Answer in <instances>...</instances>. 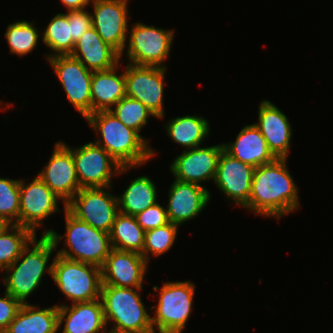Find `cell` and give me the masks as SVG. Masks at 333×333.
Listing matches in <instances>:
<instances>
[{
  "mask_svg": "<svg viewBox=\"0 0 333 333\" xmlns=\"http://www.w3.org/2000/svg\"><path fill=\"white\" fill-rule=\"evenodd\" d=\"M286 163L287 159H275L254 169L249 202L244 208L277 219L299 209L298 188Z\"/></svg>",
  "mask_w": 333,
  "mask_h": 333,
  "instance_id": "1",
  "label": "cell"
},
{
  "mask_svg": "<svg viewBox=\"0 0 333 333\" xmlns=\"http://www.w3.org/2000/svg\"><path fill=\"white\" fill-rule=\"evenodd\" d=\"M85 120L98 138L93 143L103 147L123 167H139L156 155L147 138L125 126L112 112L98 111Z\"/></svg>",
  "mask_w": 333,
  "mask_h": 333,
  "instance_id": "2",
  "label": "cell"
},
{
  "mask_svg": "<svg viewBox=\"0 0 333 333\" xmlns=\"http://www.w3.org/2000/svg\"><path fill=\"white\" fill-rule=\"evenodd\" d=\"M63 210L66 223L64 236L57 234L53 229L44 230L42 235H47L56 249L60 240L65 238L66 248L58 250L56 252L57 255L101 268L113 249L110 242V234L78 219L66 206H64Z\"/></svg>",
  "mask_w": 333,
  "mask_h": 333,
  "instance_id": "3",
  "label": "cell"
},
{
  "mask_svg": "<svg viewBox=\"0 0 333 333\" xmlns=\"http://www.w3.org/2000/svg\"><path fill=\"white\" fill-rule=\"evenodd\" d=\"M54 250L56 248L47 235H42L39 240L35 236L20 257L4 270L7 273L3 278L5 291L22 304L27 303L26 299L39 287L44 274L47 272L52 276V263L47 264Z\"/></svg>",
  "mask_w": 333,
  "mask_h": 333,
  "instance_id": "4",
  "label": "cell"
},
{
  "mask_svg": "<svg viewBox=\"0 0 333 333\" xmlns=\"http://www.w3.org/2000/svg\"><path fill=\"white\" fill-rule=\"evenodd\" d=\"M142 289L102 285L100 300L106 325L112 321L114 323L111 330L122 333H156L151 316L140 297Z\"/></svg>",
  "mask_w": 333,
  "mask_h": 333,
  "instance_id": "5",
  "label": "cell"
},
{
  "mask_svg": "<svg viewBox=\"0 0 333 333\" xmlns=\"http://www.w3.org/2000/svg\"><path fill=\"white\" fill-rule=\"evenodd\" d=\"M153 290H159L158 303L150 308L156 309L151 317L154 331L156 328L159 333H182L192 313L195 284L190 281H167L160 288L153 286Z\"/></svg>",
  "mask_w": 333,
  "mask_h": 333,
  "instance_id": "6",
  "label": "cell"
},
{
  "mask_svg": "<svg viewBox=\"0 0 333 333\" xmlns=\"http://www.w3.org/2000/svg\"><path fill=\"white\" fill-rule=\"evenodd\" d=\"M52 280L72 303L100 299L101 268L70 260L55 254L52 262Z\"/></svg>",
  "mask_w": 333,
  "mask_h": 333,
  "instance_id": "7",
  "label": "cell"
},
{
  "mask_svg": "<svg viewBox=\"0 0 333 333\" xmlns=\"http://www.w3.org/2000/svg\"><path fill=\"white\" fill-rule=\"evenodd\" d=\"M78 182L81 188L112 187L113 175L134 167H123L103 147L88 142L80 147L71 148Z\"/></svg>",
  "mask_w": 333,
  "mask_h": 333,
  "instance_id": "8",
  "label": "cell"
},
{
  "mask_svg": "<svg viewBox=\"0 0 333 333\" xmlns=\"http://www.w3.org/2000/svg\"><path fill=\"white\" fill-rule=\"evenodd\" d=\"M131 30V31H130ZM128 31L129 37L126 57L128 63L135 65L158 66L163 65L169 57L174 38V31L171 29L155 28L153 25L144 23L132 24Z\"/></svg>",
  "mask_w": 333,
  "mask_h": 333,
  "instance_id": "9",
  "label": "cell"
},
{
  "mask_svg": "<svg viewBox=\"0 0 333 333\" xmlns=\"http://www.w3.org/2000/svg\"><path fill=\"white\" fill-rule=\"evenodd\" d=\"M103 188H81L66 204V208L78 219L90 226L110 233L119 213L118 196Z\"/></svg>",
  "mask_w": 333,
  "mask_h": 333,
  "instance_id": "10",
  "label": "cell"
},
{
  "mask_svg": "<svg viewBox=\"0 0 333 333\" xmlns=\"http://www.w3.org/2000/svg\"><path fill=\"white\" fill-rule=\"evenodd\" d=\"M63 86L69 103L86 118L92 114L91 81L93 71L71 55L47 59Z\"/></svg>",
  "mask_w": 333,
  "mask_h": 333,
  "instance_id": "11",
  "label": "cell"
},
{
  "mask_svg": "<svg viewBox=\"0 0 333 333\" xmlns=\"http://www.w3.org/2000/svg\"><path fill=\"white\" fill-rule=\"evenodd\" d=\"M167 67L135 65L125 66L126 96L142 102L156 118H163L164 79Z\"/></svg>",
  "mask_w": 333,
  "mask_h": 333,
  "instance_id": "12",
  "label": "cell"
},
{
  "mask_svg": "<svg viewBox=\"0 0 333 333\" xmlns=\"http://www.w3.org/2000/svg\"><path fill=\"white\" fill-rule=\"evenodd\" d=\"M20 179L19 189V225L30 229L35 235L36 229L43 226V221L59 210L58 197L36 175L32 182Z\"/></svg>",
  "mask_w": 333,
  "mask_h": 333,
  "instance_id": "13",
  "label": "cell"
},
{
  "mask_svg": "<svg viewBox=\"0 0 333 333\" xmlns=\"http://www.w3.org/2000/svg\"><path fill=\"white\" fill-rule=\"evenodd\" d=\"M93 27L122 58L128 36L127 0H91Z\"/></svg>",
  "mask_w": 333,
  "mask_h": 333,
  "instance_id": "14",
  "label": "cell"
},
{
  "mask_svg": "<svg viewBox=\"0 0 333 333\" xmlns=\"http://www.w3.org/2000/svg\"><path fill=\"white\" fill-rule=\"evenodd\" d=\"M48 163L37 174L41 180L62 199L63 206L81 189L72 151L65 142L58 141Z\"/></svg>",
  "mask_w": 333,
  "mask_h": 333,
  "instance_id": "15",
  "label": "cell"
},
{
  "mask_svg": "<svg viewBox=\"0 0 333 333\" xmlns=\"http://www.w3.org/2000/svg\"><path fill=\"white\" fill-rule=\"evenodd\" d=\"M223 143L211 147L183 150L170 165L174 179L202 186L203 181L214 180ZM202 182V183H201Z\"/></svg>",
  "mask_w": 333,
  "mask_h": 333,
  "instance_id": "16",
  "label": "cell"
},
{
  "mask_svg": "<svg viewBox=\"0 0 333 333\" xmlns=\"http://www.w3.org/2000/svg\"><path fill=\"white\" fill-rule=\"evenodd\" d=\"M254 169L223 149L218 160L215 186L231 202L244 208L249 202Z\"/></svg>",
  "mask_w": 333,
  "mask_h": 333,
  "instance_id": "17",
  "label": "cell"
},
{
  "mask_svg": "<svg viewBox=\"0 0 333 333\" xmlns=\"http://www.w3.org/2000/svg\"><path fill=\"white\" fill-rule=\"evenodd\" d=\"M147 268L141 254L112 249L101 267L102 285L143 288Z\"/></svg>",
  "mask_w": 333,
  "mask_h": 333,
  "instance_id": "18",
  "label": "cell"
},
{
  "mask_svg": "<svg viewBox=\"0 0 333 333\" xmlns=\"http://www.w3.org/2000/svg\"><path fill=\"white\" fill-rule=\"evenodd\" d=\"M168 194V220L179 226L196 218L211 200L209 189L176 179L171 184Z\"/></svg>",
  "mask_w": 333,
  "mask_h": 333,
  "instance_id": "19",
  "label": "cell"
},
{
  "mask_svg": "<svg viewBox=\"0 0 333 333\" xmlns=\"http://www.w3.org/2000/svg\"><path fill=\"white\" fill-rule=\"evenodd\" d=\"M276 159H287L291 146L292 127L288 117L273 102L262 100L258 122L254 123Z\"/></svg>",
  "mask_w": 333,
  "mask_h": 333,
  "instance_id": "20",
  "label": "cell"
},
{
  "mask_svg": "<svg viewBox=\"0 0 333 333\" xmlns=\"http://www.w3.org/2000/svg\"><path fill=\"white\" fill-rule=\"evenodd\" d=\"M57 306L59 330L64 324L62 333H103L106 330L107 325L100 299L71 303L69 306L57 304Z\"/></svg>",
  "mask_w": 333,
  "mask_h": 333,
  "instance_id": "21",
  "label": "cell"
},
{
  "mask_svg": "<svg viewBox=\"0 0 333 333\" xmlns=\"http://www.w3.org/2000/svg\"><path fill=\"white\" fill-rule=\"evenodd\" d=\"M71 56L91 71L108 70L120 61V54L103 41L92 26L75 43Z\"/></svg>",
  "mask_w": 333,
  "mask_h": 333,
  "instance_id": "22",
  "label": "cell"
},
{
  "mask_svg": "<svg viewBox=\"0 0 333 333\" xmlns=\"http://www.w3.org/2000/svg\"><path fill=\"white\" fill-rule=\"evenodd\" d=\"M223 147L228 154L254 168L276 159L254 123L244 126L234 142H223Z\"/></svg>",
  "mask_w": 333,
  "mask_h": 333,
  "instance_id": "23",
  "label": "cell"
},
{
  "mask_svg": "<svg viewBox=\"0 0 333 333\" xmlns=\"http://www.w3.org/2000/svg\"><path fill=\"white\" fill-rule=\"evenodd\" d=\"M120 62L108 70L93 71L91 81L92 113L109 111L126 96L125 70L117 74Z\"/></svg>",
  "mask_w": 333,
  "mask_h": 333,
  "instance_id": "24",
  "label": "cell"
},
{
  "mask_svg": "<svg viewBox=\"0 0 333 333\" xmlns=\"http://www.w3.org/2000/svg\"><path fill=\"white\" fill-rule=\"evenodd\" d=\"M58 320L57 305L41 309L27 302L3 333H57Z\"/></svg>",
  "mask_w": 333,
  "mask_h": 333,
  "instance_id": "25",
  "label": "cell"
},
{
  "mask_svg": "<svg viewBox=\"0 0 333 333\" xmlns=\"http://www.w3.org/2000/svg\"><path fill=\"white\" fill-rule=\"evenodd\" d=\"M210 123L204 116L184 115L166 124L167 135L185 150L199 147L210 133Z\"/></svg>",
  "mask_w": 333,
  "mask_h": 333,
  "instance_id": "26",
  "label": "cell"
},
{
  "mask_svg": "<svg viewBox=\"0 0 333 333\" xmlns=\"http://www.w3.org/2000/svg\"><path fill=\"white\" fill-rule=\"evenodd\" d=\"M157 197V188L152 180L146 175L137 177L131 181L122 196H118L119 212L135 216L154 205L158 201Z\"/></svg>",
  "mask_w": 333,
  "mask_h": 333,
  "instance_id": "27",
  "label": "cell"
},
{
  "mask_svg": "<svg viewBox=\"0 0 333 333\" xmlns=\"http://www.w3.org/2000/svg\"><path fill=\"white\" fill-rule=\"evenodd\" d=\"M113 249L135 252L142 255L145 231L137 223L135 216L118 213L110 231Z\"/></svg>",
  "mask_w": 333,
  "mask_h": 333,
  "instance_id": "28",
  "label": "cell"
},
{
  "mask_svg": "<svg viewBox=\"0 0 333 333\" xmlns=\"http://www.w3.org/2000/svg\"><path fill=\"white\" fill-rule=\"evenodd\" d=\"M35 236L30 229L18 224L5 228L0 233V271L11 266Z\"/></svg>",
  "mask_w": 333,
  "mask_h": 333,
  "instance_id": "29",
  "label": "cell"
},
{
  "mask_svg": "<svg viewBox=\"0 0 333 333\" xmlns=\"http://www.w3.org/2000/svg\"><path fill=\"white\" fill-rule=\"evenodd\" d=\"M43 44L51 49L52 54L47 59L59 55H71L75 43L71 36V25L68 23V16L58 13L43 30Z\"/></svg>",
  "mask_w": 333,
  "mask_h": 333,
  "instance_id": "30",
  "label": "cell"
},
{
  "mask_svg": "<svg viewBox=\"0 0 333 333\" xmlns=\"http://www.w3.org/2000/svg\"><path fill=\"white\" fill-rule=\"evenodd\" d=\"M40 32L34 22L25 20L16 21L7 26L5 38L10 48V53L20 57L26 56L38 44Z\"/></svg>",
  "mask_w": 333,
  "mask_h": 333,
  "instance_id": "31",
  "label": "cell"
},
{
  "mask_svg": "<svg viewBox=\"0 0 333 333\" xmlns=\"http://www.w3.org/2000/svg\"><path fill=\"white\" fill-rule=\"evenodd\" d=\"M109 111L125 126L138 133H141L142 128L147 124L148 117L156 118L142 102L128 96L119 100Z\"/></svg>",
  "mask_w": 333,
  "mask_h": 333,
  "instance_id": "32",
  "label": "cell"
},
{
  "mask_svg": "<svg viewBox=\"0 0 333 333\" xmlns=\"http://www.w3.org/2000/svg\"><path fill=\"white\" fill-rule=\"evenodd\" d=\"M178 224L169 222L164 226L157 227L145 232V242L142 256L149 263V254L152 257L163 255L169 251L175 243L178 232Z\"/></svg>",
  "mask_w": 333,
  "mask_h": 333,
  "instance_id": "33",
  "label": "cell"
},
{
  "mask_svg": "<svg viewBox=\"0 0 333 333\" xmlns=\"http://www.w3.org/2000/svg\"><path fill=\"white\" fill-rule=\"evenodd\" d=\"M20 179L0 177V217L9 224L19 225Z\"/></svg>",
  "mask_w": 333,
  "mask_h": 333,
  "instance_id": "34",
  "label": "cell"
},
{
  "mask_svg": "<svg viewBox=\"0 0 333 333\" xmlns=\"http://www.w3.org/2000/svg\"><path fill=\"white\" fill-rule=\"evenodd\" d=\"M135 218L145 232L169 223L165 207L158 202L135 215Z\"/></svg>",
  "mask_w": 333,
  "mask_h": 333,
  "instance_id": "35",
  "label": "cell"
},
{
  "mask_svg": "<svg viewBox=\"0 0 333 333\" xmlns=\"http://www.w3.org/2000/svg\"><path fill=\"white\" fill-rule=\"evenodd\" d=\"M68 23L71 25V36L76 43L81 35L93 26L92 13L85 9L68 11Z\"/></svg>",
  "mask_w": 333,
  "mask_h": 333,
  "instance_id": "36",
  "label": "cell"
},
{
  "mask_svg": "<svg viewBox=\"0 0 333 333\" xmlns=\"http://www.w3.org/2000/svg\"><path fill=\"white\" fill-rule=\"evenodd\" d=\"M22 303L4 291L0 297V333H3L20 310Z\"/></svg>",
  "mask_w": 333,
  "mask_h": 333,
  "instance_id": "37",
  "label": "cell"
},
{
  "mask_svg": "<svg viewBox=\"0 0 333 333\" xmlns=\"http://www.w3.org/2000/svg\"><path fill=\"white\" fill-rule=\"evenodd\" d=\"M68 11L82 10L90 5L91 0H60Z\"/></svg>",
  "mask_w": 333,
  "mask_h": 333,
  "instance_id": "38",
  "label": "cell"
},
{
  "mask_svg": "<svg viewBox=\"0 0 333 333\" xmlns=\"http://www.w3.org/2000/svg\"><path fill=\"white\" fill-rule=\"evenodd\" d=\"M10 224L2 217H0V233L9 226Z\"/></svg>",
  "mask_w": 333,
  "mask_h": 333,
  "instance_id": "39",
  "label": "cell"
},
{
  "mask_svg": "<svg viewBox=\"0 0 333 333\" xmlns=\"http://www.w3.org/2000/svg\"><path fill=\"white\" fill-rule=\"evenodd\" d=\"M103 333H122V332H117V331H114V330H110V332L109 331L107 332V330H105Z\"/></svg>",
  "mask_w": 333,
  "mask_h": 333,
  "instance_id": "40",
  "label": "cell"
}]
</instances>
